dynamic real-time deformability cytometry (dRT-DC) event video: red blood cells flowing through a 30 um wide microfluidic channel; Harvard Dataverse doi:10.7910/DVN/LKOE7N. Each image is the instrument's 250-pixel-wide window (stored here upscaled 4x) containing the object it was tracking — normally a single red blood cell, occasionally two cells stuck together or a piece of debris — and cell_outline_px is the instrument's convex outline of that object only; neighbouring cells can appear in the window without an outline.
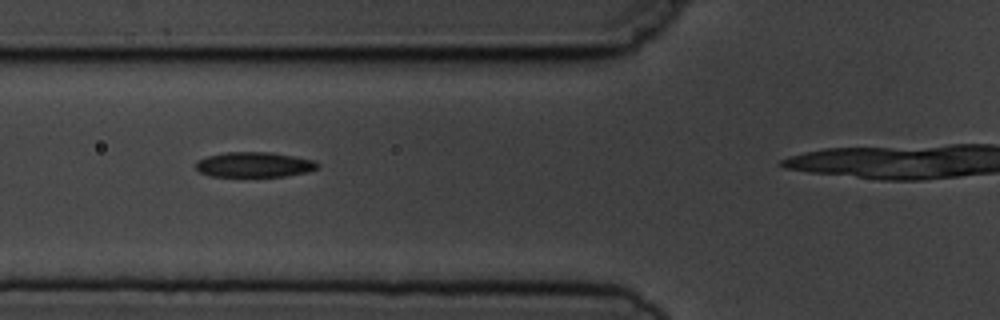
{"species": "common noctule bat (a hibernating species)", "species_latin": "Nyctalus noctula", "temperature_condition": "cold", "stored_images_in_passage": 9, "camera_frame_rate_fps": 3000, "um_per_image_px": 0.085, "animal": {"sex": "male", "body_mass_g": 19.5, "forearm_length_mm": 54.6}, "frame": {"image": 1, "passage_image": 4, "time_ms": 4.333, "image_size_px": [1000, 320], "cell_outline_px": [[320, 164], [316, 168], [308, 172], [284, 176], [212, 176], [200, 172], [196, 168], [196, 160], [208, 156], [224, 152], [272, 152], [316, 160]], "centroid_in_image_um": [21.63, 13.98], "position_along_channel_um": 104.2, "area_um2": 17.86}}
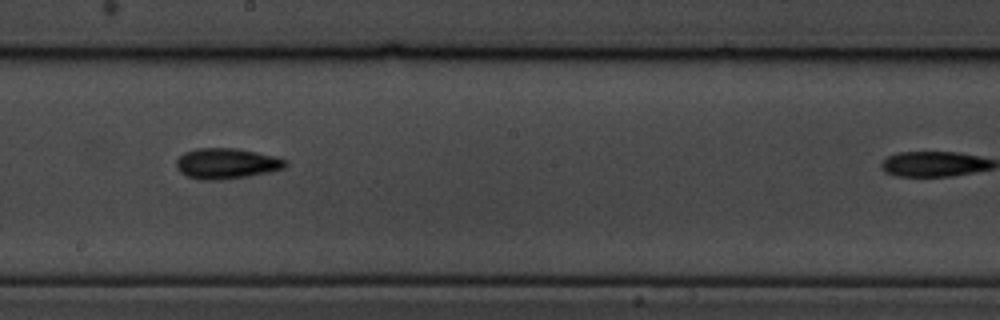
{"frame": {"image": 2, "passage_image": 7, "time_ms": 7.667, "image_size_px": [1000, 320], "cell_outline_px": [[288, 164], [284, 168], [272, 172], [248, 176], [216, 180], [200, 180], [188, 176], [180, 172], [176, 168], [176, 160], [184, 152], [196, 148], [236, 148], [276, 156], [288, 160]], "centroid_in_image_um": [19.27, 13.89], "position_along_channel_um": 228.9, "area_um2": 19.65}}
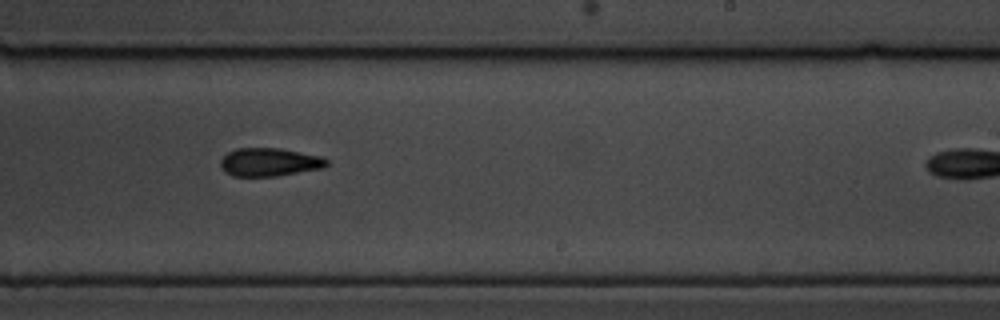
{"frame": {"image": 3, "passage_image": 8, "time_ms": 8.667, "image_size_px": [1000, 320], "cell_outline_px": [[328, 164], [324, 168], [276, 176], [232, 176], [224, 172], [220, 168], [220, 160], [228, 152], [236, 148], [280, 148], [320, 156], [328, 160]], "centroid_in_image_um": [22.87, 13.78], "position_along_channel_um": 266.1, "area_um2": 17.57}}